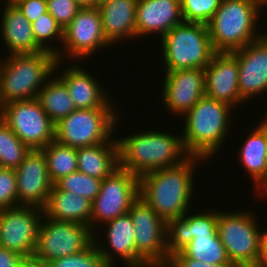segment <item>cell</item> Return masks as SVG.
Wrapping results in <instances>:
<instances>
[{
  "label": "cell",
  "mask_w": 267,
  "mask_h": 267,
  "mask_svg": "<svg viewBox=\"0 0 267 267\" xmlns=\"http://www.w3.org/2000/svg\"><path fill=\"white\" fill-rule=\"evenodd\" d=\"M201 160L205 159L189 155L177 166L143 174L139 177V197L165 222L188 214L194 194V164Z\"/></svg>",
  "instance_id": "1"
},
{
  "label": "cell",
  "mask_w": 267,
  "mask_h": 267,
  "mask_svg": "<svg viewBox=\"0 0 267 267\" xmlns=\"http://www.w3.org/2000/svg\"><path fill=\"white\" fill-rule=\"evenodd\" d=\"M119 167L140 177L147 172L177 166L189 155L182 137L147 130L118 138Z\"/></svg>",
  "instance_id": "2"
},
{
  "label": "cell",
  "mask_w": 267,
  "mask_h": 267,
  "mask_svg": "<svg viewBox=\"0 0 267 267\" xmlns=\"http://www.w3.org/2000/svg\"><path fill=\"white\" fill-rule=\"evenodd\" d=\"M230 105L206 95L183 116L182 143L190 156H199L208 161L221 147L230 126Z\"/></svg>",
  "instance_id": "3"
},
{
  "label": "cell",
  "mask_w": 267,
  "mask_h": 267,
  "mask_svg": "<svg viewBox=\"0 0 267 267\" xmlns=\"http://www.w3.org/2000/svg\"><path fill=\"white\" fill-rule=\"evenodd\" d=\"M7 57L0 65V94L4 104L37 98L62 63L49 51Z\"/></svg>",
  "instance_id": "4"
},
{
  "label": "cell",
  "mask_w": 267,
  "mask_h": 267,
  "mask_svg": "<svg viewBox=\"0 0 267 267\" xmlns=\"http://www.w3.org/2000/svg\"><path fill=\"white\" fill-rule=\"evenodd\" d=\"M260 9L254 0H221L207 24L214 50L233 52L261 38L255 33Z\"/></svg>",
  "instance_id": "5"
},
{
  "label": "cell",
  "mask_w": 267,
  "mask_h": 267,
  "mask_svg": "<svg viewBox=\"0 0 267 267\" xmlns=\"http://www.w3.org/2000/svg\"><path fill=\"white\" fill-rule=\"evenodd\" d=\"M161 39L166 71L192 68L204 70L217 53L205 24L183 22L174 26Z\"/></svg>",
  "instance_id": "6"
},
{
  "label": "cell",
  "mask_w": 267,
  "mask_h": 267,
  "mask_svg": "<svg viewBox=\"0 0 267 267\" xmlns=\"http://www.w3.org/2000/svg\"><path fill=\"white\" fill-rule=\"evenodd\" d=\"M256 219L246 210L233 213L218 211L217 233L235 267H257L260 262L263 231Z\"/></svg>",
  "instance_id": "7"
},
{
  "label": "cell",
  "mask_w": 267,
  "mask_h": 267,
  "mask_svg": "<svg viewBox=\"0 0 267 267\" xmlns=\"http://www.w3.org/2000/svg\"><path fill=\"white\" fill-rule=\"evenodd\" d=\"M115 108L76 109L55 124V140L73 148L109 142L119 122Z\"/></svg>",
  "instance_id": "8"
},
{
  "label": "cell",
  "mask_w": 267,
  "mask_h": 267,
  "mask_svg": "<svg viewBox=\"0 0 267 267\" xmlns=\"http://www.w3.org/2000/svg\"><path fill=\"white\" fill-rule=\"evenodd\" d=\"M33 259L50 263L61 257L85 250L93 241L94 233L88 225L62 222L43 217ZM46 218V219H45Z\"/></svg>",
  "instance_id": "9"
},
{
  "label": "cell",
  "mask_w": 267,
  "mask_h": 267,
  "mask_svg": "<svg viewBox=\"0 0 267 267\" xmlns=\"http://www.w3.org/2000/svg\"><path fill=\"white\" fill-rule=\"evenodd\" d=\"M2 119L31 150L43 149L55 140V123L37 98L4 104Z\"/></svg>",
  "instance_id": "10"
},
{
  "label": "cell",
  "mask_w": 267,
  "mask_h": 267,
  "mask_svg": "<svg viewBox=\"0 0 267 267\" xmlns=\"http://www.w3.org/2000/svg\"><path fill=\"white\" fill-rule=\"evenodd\" d=\"M138 198L139 177L119 167L102 180L100 192L92 202L90 219L92 232L96 230L95 222L104 224L126 214Z\"/></svg>",
  "instance_id": "11"
},
{
  "label": "cell",
  "mask_w": 267,
  "mask_h": 267,
  "mask_svg": "<svg viewBox=\"0 0 267 267\" xmlns=\"http://www.w3.org/2000/svg\"><path fill=\"white\" fill-rule=\"evenodd\" d=\"M128 212L135 228L136 254L149 267H164L169 257L166 222L140 197Z\"/></svg>",
  "instance_id": "12"
},
{
  "label": "cell",
  "mask_w": 267,
  "mask_h": 267,
  "mask_svg": "<svg viewBox=\"0 0 267 267\" xmlns=\"http://www.w3.org/2000/svg\"><path fill=\"white\" fill-rule=\"evenodd\" d=\"M43 217V209L35 206L1 209L0 246L22 255L26 260L32 258Z\"/></svg>",
  "instance_id": "13"
},
{
  "label": "cell",
  "mask_w": 267,
  "mask_h": 267,
  "mask_svg": "<svg viewBox=\"0 0 267 267\" xmlns=\"http://www.w3.org/2000/svg\"><path fill=\"white\" fill-rule=\"evenodd\" d=\"M62 44L69 59H86L102 46H110L103 31L101 14L97 6L83 7L78 11L71 23L64 28Z\"/></svg>",
  "instance_id": "14"
},
{
  "label": "cell",
  "mask_w": 267,
  "mask_h": 267,
  "mask_svg": "<svg viewBox=\"0 0 267 267\" xmlns=\"http://www.w3.org/2000/svg\"><path fill=\"white\" fill-rule=\"evenodd\" d=\"M17 181V206L43 208L52 190L47 161L41 149L31 150L15 169Z\"/></svg>",
  "instance_id": "15"
},
{
  "label": "cell",
  "mask_w": 267,
  "mask_h": 267,
  "mask_svg": "<svg viewBox=\"0 0 267 267\" xmlns=\"http://www.w3.org/2000/svg\"><path fill=\"white\" fill-rule=\"evenodd\" d=\"M205 72L200 68L166 71L163 104L181 117L205 96Z\"/></svg>",
  "instance_id": "16"
},
{
  "label": "cell",
  "mask_w": 267,
  "mask_h": 267,
  "mask_svg": "<svg viewBox=\"0 0 267 267\" xmlns=\"http://www.w3.org/2000/svg\"><path fill=\"white\" fill-rule=\"evenodd\" d=\"M238 61V88L243 101L267 91V34L230 52ZM264 91V92H263ZM262 92V93H261ZM261 93V94H260Z\"/></svg>",
  "instance_id": "17"
},
{
  "label": "cell",
  "mask_w": 267,
  "mask_h": 267,
  "mask_svg": "<svg viewBox=\"0 0 267 267\" xmlns=\"http://www.w3.org/2000/svg\"><path fill=\"white\" fill-rule=\"evenodd\" d=\"M204 72L207 97L233 108L243 102L238 88V61L230 52H217Z\"/></svg>",
  "instance_id": "18"
},
{
  "label": "cell",
  "mask_w": 267,
  "mask_h": 267,
  "mask_svg": "<svg viewBox=\"0 0 267 267\" xmlns=\"http://www.w3.org/2000/svg\"><path fill=\"white\" fill-rule=\"evenodd\" d=\"M180 0H137L136 37L159 33L161 38L182 24Z\"/></svg>",
  "instance_id": "19"
},
{
  "label": "cell",
  "mask_w": 267,
  "mask_h": 267,
  "mask_svg": "<svg viewBox=\"0 0 267 267\" xmlns=\"http://www.w3.org/2000/svg\"><path fill=\"white\" fill-rule=\"evenodd\" d=\"M218 211L195 213L166 222V250L169 256L180 252L195 236L217 234Z\"/></svg>",
  "instance_id": "20"
},
{
  "label": "cell",
  "mask_w": 267,
  "mask_h": 267,
  "mask_svg": "<svg viewBox=\"0 0 267 267\" xmlns=\"http://www.w3.org/2000/svg\"><path fill=\"white\" fill-rule=\"evenodd\" d=\"M58 77L68 88L76 109L114 108L115 106L96 78L72 64ZM99 84V85H98ZM100 86V87H99ZM102 88V89H101Z\"/></svg>",
  "instance_id": "21"
},
{
  "label": "cell",
  "mask_w": 267,
  "mask_h": 267,
  "mask_svg": "<svg viewBox=\"0 0 267 267\" xmlns=\"http://www.w3.org/2000/svg\"><path fill=\"white\" fill-rule=\"evenodd\" d=\"M137 0H109L97 8L106 40L110 45L121 39L136 37Z\"/></svg>",
  "instance_id": "22"
},
{
  "label": "cell",
  "mask_w": 267,
  "mask_h": 267,
  "mask_svg": "<svg viewBox=\"0 0 267 267\" xmlns=\"http://www.w3.org/2000/svg\"><path fill=\"white\" fill-rule=\"evenodd\" d=\"M1 36L9 55L33 54L44 51L35 41L31 22L16 5H4Z\"/></svg>",
  "instance_id": "23"
},
{
  "label": "cell",
  "mask_w": 267,
  "mask_h": 267,
  "mask_svg": "<svg viewBox=\"0 0 267 267\" xmlns=\"http://www.w3.org/2000/svg\"><path fill=\"white\" fill-rule=\"evenodd\" d=\"M42 209L44 216L51 220L80 223L90 227L92 202L85 197L60 190L55 185Z\"/></svg>",
  "instance_id": "24"
},
{
  "label": "cell",
  "mask_w": 267,
  "mask_h": 267,
  "mask_svg": "<svg viewBox=\"0 0 267 267\" xmlns=\"http://www.w3.org/2000/svg\"><path fill=\"white\" fill-rule=\"evenodd\" d=\"M78 171L104 180L119 168V145L116 138L109 142L77 149Z\"/></svg>",
  "instance_id": "25"
},
{
  "label": "cell",
  "mask_w": 267,
  "mask_h": 267,
  "mask_svg": "<svg viewBox=\"0 0 267 267\" xmlns=\"http://www.w3.org/2000/svg\"><path fill=\"white\" fill-rule=\"evenodd\" d=\"M252 131L240 149L239 161L258 191L267 182V123L261 121Z\"/></svg>",
  "instance_id": "26"
},
{
  "label": "cell",
  "mask_w": 267,
  "mask_h": 267,
  "mask_svg": "<svg viewBox=\"0 0 267 267\" xmlns=\"http://www.w3.org/2000/svg\"><path fill=\"white\" fill-rule=\"evenodd\" d=\"M108 225L106 240L110 251L119 256L127 267H149L137 254L135 247V228L127 212L105 223Z\"/></svg>",
  "instance_id": "27"
},
{
  "label": "cell",
  "mask_w": 267,
  "mask_h": 267,
  "mask_svg": "<svg viewBox=\"0 0 267 267\" xmlns=\"http://www.w3.org/2000/svg\"><path fill=\"white\" fill-rule=\"evenodd\" d=\"M53 78H49L40 89L37 99L48 117L56 124L76 110V107L64 82L58 76Z\"/></svg>",
  "instance_id": "28"
},
{
  "label": "cell",
  "mask_w": 267,
  "mask_h": 267,
  "mask_svg": "<svg viewBox=\"0 0 267 267\" xmlns=\"http://www.w3.org/2000/svg\"><path fill=\"white\" fill-rule=\"evenodd\" d=\"M41 150L45 155L48 174L53 184L62 177L78 171L76 148L54 140Z\"/></svg>",
  "instance_id": "29"
},
{
  "label": "cell",
  "mask_w": 267,
  "mask_h": 267,
  "mask_svg": "<svg viewBox=\"0 0 267 267\" xmlns=\"http://www.w3.org/2000/svg\"><path fill=\"white\" fill-rule=\"evenodd\" d=\"M181 252L190 259L209 264L231 263L218 233L195 236Z\"/></svg>",
  "instance_id": "30"
},
{
  "label": "cell",
  "mask_w": 267,
  "mask_h": 267,
  "mask_svg": "<svg viewBox=\"0 0 267 267\" xmlns=\"http://www.w3.org/2000/svg\"><path fill=\"white\" fill-rule=\"evenodd\" d=\"M94 233V241L83 251L61 257L50 262L52 267H107L114 266L115 257L109 250L97 244L98 239ZM97 241H96V240ZM102 247V248H101ZM113 256V257H112ZM114 260H113V259Z\"/></svg>",
  "instance_id": "31"
},
{
  "label": "cell",
  "mask_w": 267,
  "mask_h": 267,
  "mask_svg": "<svg viewBox=\"0 0 267 267\" xmlns=\"http://www.w3.org/2000/svg\"><path fill=\"white\" fill-rule=\"evenodd\" d=\"M31 149L0 121V168L16 169Z\"/></svg>",
  "instance_id": "32"
},
{
  "label": "cell",
  "mask_w": 267,
  "mask_h": 267,
  "mask_svg": "<svg viewBox=\"0 0 267 267\" xmlns=\"http://www.w3.org/2000/svg\"><path fill=\"white\" fill-rule=\"evenodd\" d=\"M31 25L36 43L44 51L53 53L56 56L57 61L61 62L64 57L62 55L65 54L62 53L63 49L61 51V48L57 49L55 46L52 47L49 40H54L56 37L55 39L63 42L64 29L62 26L56 22L55 18L49 12L41 15L34 22H32Z\"/></svg>",
  "instance_id": "33"
},
{
  "label": "cell",
  "mask_w": 267,
  "mask_h": 267,
  "mask_svg": "<svg viewBox=\"0 0 267 267\" xmlns=\"http://www.w3.org/2000/svg\"><path fill=\"white\" fill-rule=\"evenodd\" d=\"M102 180L79 171L62 177L54 185L63 191L82 196L93 202L100 192Z\"/></svg>",
  "instance_id": "34"
},
{
  "label": "cell",
  "mask_w": 267,
  "mask_h": 267,
  "mask_svg": "<svg viewBox=\"0 0 267 267\" xmlns=\"http://www.w3.org/2000/svg\"><path fill=\"white\" fill-rule=\"evenodd\" d=\"M220 3L221 0H180L183 21L207 25Z\"/></svg>",
  "instance_id": "35"
},
{
  "label": "cell",
  "mask_w": 267,
  "mask_h": 267,
  "mask_svg": "<svg viewBox=\"0 0 267 267\" xmlns=\"http://www.w3.org/2000/svg\"><path fill=\"white\" fill-rule=\"evenodd\" d=\"M17 206L15 169L0 168V210Z\"/></svg>",
  "instance_id": "36"
},
{
  "label": "cell",
  "mask_w": 267,
  "mask_h": 267,
  "mask_svg": "<svg viewBox=\"0 0 267 267\" xmlns=\"http://www.w3.org/2000/svg\"><path fill=\"white\" fill-rule=\"evenodd\" d=\"M48 12L56 22L64 29L81 9L74 0H46Z\"/></svg>",
  "instance_id": "37"
},
{
  "label": "cell",
  "mask_w": 267,
  "mask_h": 267,
  "mask_svg": "<svg viewBox=\"0 0 267 267\" xmlns=\"http://www.w3.org/2000/svg\"><path fill=\"white\" fill-rule=\"evenodd\" d=\"M164 267H235L232 263L209 264L186 257L181 251L168 257Z\"/></svg>",
  "instance_id": "38"
},
{
  "label": "cell",
  "mask_w": 267,
  "mask_h": 267,
  "mask_svg": "<svg viewBox=\"0 0 267 267\" xmlns=\"http://www.w3.org/2000/svg\"><path fill=\"white\" fill-rule=\"evenodd\" d=\"M16 6L31 23L48 12L46 0H22Z\"/></svg>",
  "instance_id": "39"
},
{
  "label": "cell",
  "mask_w": 267,
  "mask_h": 267,
  "mask_svg": "<svg viewBox=\"0 0 267 267\" xmlns=\"http://www.w3.org/2000/svg\"><path fill=\"white\" fill-rule=\"evenodd\" d=\"M26 259L0 246V267H24Z\"/></svg>",
  "instance_id": "40"
},
{
  "label": "cell",
  "mask_w": 267,
  "mask_h": 267,
  "mask_svg": "<svg viewBox=\"0 0 267 267\" xmlns=\"http://www.w3.org/2000/svg\"><path fill=\"white\" fill-rule=\"evenodd\" d=\"M257 267H267V231H263L262 256Z\"/></svg>",
  "instance_id": "41"
},
{
  "label": "cell",
  "mask_w": 267,
  "mask_h": 267,
  "mask_svg": "<svg viewBox=\"0 0 267 267\" xmlns=\"http://www.w3.org/2000/svg\"><path fill=\"white\" fill-rule=\"evenodd\" d=\"M24 267H52V266L50 265V263H45L30 258L25 261Z\"/></svg>",
  "instance_id": "42"
},
{
  "label": "cell",
  "mask_w": 267,
  "mask_h": 267,
  "mask_svg": "<svg viewBox=\"0 0 267 267\" xmlns=\"http://www.w3.org/2000/svg\"><path fill=\"white\" fill-rule=\"evenodd\" d=\"M81 8L83 7H95L94 0H74Z\"/></svg>",
  "instance_id": "43"
},
{
  "label": "cell",
  "mask_w": 267,
  "mask_h": 267,
  "mask_svg": "<svg viewBox=\"0 0 267 267\" xmlns=\"http://www.w3.org/2000/svg\"><path fill=\"white\" fill-rule=\"evenodd\" d=\"M3 112H4V103H3L2 99H1V94H0V121L3 118Z\"/></svg>",
  "instance_id": "44"
},
{
  "label": "cell",
  "mask_w": 267,
  "mask_h": 267,
  "mask_svg": "<svg viewBox=\"0 0 267 267\" xmlns=\"http://www.w3.org/2000/svg\"><path fill=\"white\" fill-rule=\"evenodd\" d=\"M257 5L261 8H263L265 5H267V0H254Z\"/></svg>",
  "instance_id": "45"
},
{
  "label": "cell",
  "mask_w": 267,
  "mask_h": 267,
  "mask_svg": "<svg viewBox=\"0 0 267 267\" xmlns=\"http://www.w3.org/2000/svg\"><path fill=\"white\" fill-rule=\"evenodd\" d=\"M5 1H6L5 3L6 5H16L22 0H5Z\"/></svg>",
  "instance_id": "46"
},
{
  "label": "cell",
  "mask_w": 267,
  "mask_h": 267,
  "mask_svg": "<svg viewBox=\"0 0 267 267\" xmlns=\"http://www.w3.org/2000/svg\"><path fill=\"white\" fill-rule=\"evenodd\" d=\"M258 191H260L262 194H265L267 192V182Z\"/></svg>",
  "instance_id": "47"
},
{
  "label": "cell",
  "mask_w": 267,
  "mask_h": 267,
  "mask_svg": "<svg viewBox=\"0 0 267 267\" xmlns=\"http://www.w3.org/2000/svg\"><path fill=\"white\" fill-rule=\"evenodd\" d=\"M106 1H109V0H94L95 6L100 5V4H102V3L106 2Z\"/></svg>",
  "instance_id": "48"
}]
</instances>
